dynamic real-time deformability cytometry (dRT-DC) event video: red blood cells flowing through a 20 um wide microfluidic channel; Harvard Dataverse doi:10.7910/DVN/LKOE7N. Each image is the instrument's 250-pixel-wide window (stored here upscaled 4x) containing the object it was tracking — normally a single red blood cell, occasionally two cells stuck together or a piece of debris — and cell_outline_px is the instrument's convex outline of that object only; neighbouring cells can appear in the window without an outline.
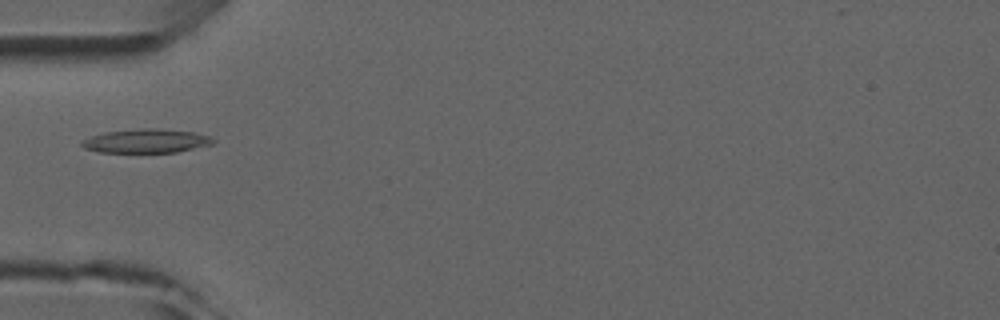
{"species": "common noctule bat (a hibernating species)", "species_latin": "Nyctalus noctula", "temperature_condition": "room temperature", "stored_images_in_passage": 3, "camera_frame_rate_fps": 3000, "um_per_image_px": 0.085, "animal": {"sex": "male", "forearm_length_mm": 52.5}, "frame": {"image": 1, "passage_image": 2, "time_ms": 1.333, "image_size_px": [1000, 320], "cell_outline_px": [[216, 140], [212, 144], [176, 152], [100, 152], [84, 148], [80, 144], [80, 140], [104, 132], [144, 128], [156, 128], [196, 132], [208, 136]], "centroid_in_image_um": [12.41, 11.97], "position_along_channel_um": 72.6, "area_um2": 18.21}}
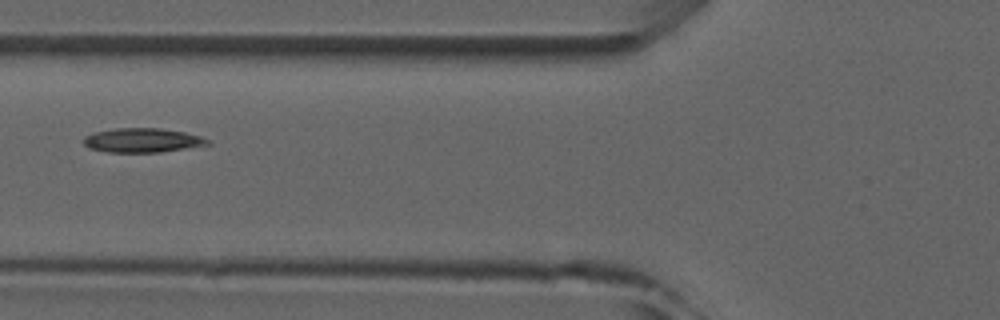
{"frame": {"image": 2, "passage_image": 3, "time_ms": 2.333, "image_size_px": [1000, 320], "cell_outline_px": [[212, 144], [160, 152], [108, 152], [88, 148], [80, 140], [84, 136], [92, 132], [116, 128], [160, 128], [184, 132], [200, 136], [208, 140]], "centroid_in_image_um": [12.04, 11.92], "position_along_channel_um": 113.8, "area_um2": 17.63}}